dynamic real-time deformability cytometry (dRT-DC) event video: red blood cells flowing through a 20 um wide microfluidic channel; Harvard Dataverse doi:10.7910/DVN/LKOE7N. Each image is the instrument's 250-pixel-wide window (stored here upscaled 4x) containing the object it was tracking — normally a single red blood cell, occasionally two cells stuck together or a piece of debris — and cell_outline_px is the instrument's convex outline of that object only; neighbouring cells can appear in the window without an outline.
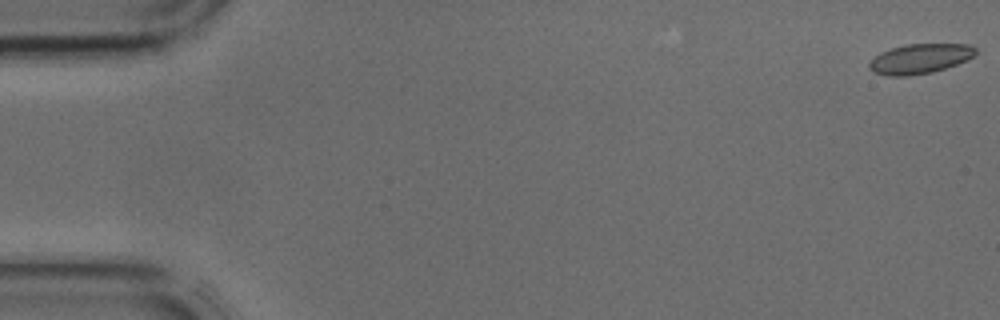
{"species": "common noctule bat (a hibernating species)", "species_latin": "Nyctalus noctula", "temperature_condition": "cold", "stored_images_in_passage": 11, "camera_frame_rate_fps": 3000, "um_per_image_px": 0.085, "animal": {"sex": "male", "body_mass_g": 17.9, "forearm_length_mm": 54.2}, "frame": {"image": 1, "passage_image": 1, "time_ms": 0.0, "image_size_px": [1000, 320], "cell_outline_px": [[976, 52], [968, 60], [932, 72], [908, 76], [888, 76], [872, 72], [868, 68], [868, 64], [880, 52], [892, 48], [908, 44], [972, 44], [976, 48]], "centroid_in_image_um": [78.18, 4.99], "position_along_channel_um": 6.8, "area_um2": 18.44}}
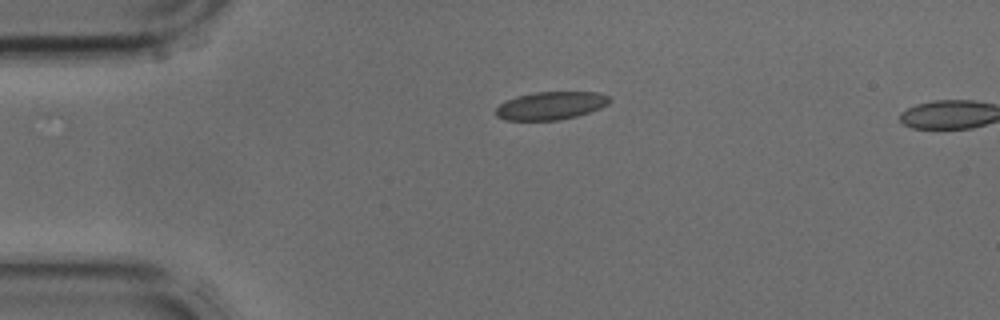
{"frame": {"image": 2, "passage_image": 10, "time_ms": 3.0, "image_size_px": [1000, 320], "cell_outline_px": [[612, 100], [608, 104], [600, 108], [576, 116], [560, 120], [504, 120], [496, 116], [496, 108], [500, 104], [516, 96], [536, 92], [600, 92], [608, 96]], "centroid_in_image_um": [46.83, 8.98], "position_along_channel_um": 38.2, "area_um2": 18.5}}